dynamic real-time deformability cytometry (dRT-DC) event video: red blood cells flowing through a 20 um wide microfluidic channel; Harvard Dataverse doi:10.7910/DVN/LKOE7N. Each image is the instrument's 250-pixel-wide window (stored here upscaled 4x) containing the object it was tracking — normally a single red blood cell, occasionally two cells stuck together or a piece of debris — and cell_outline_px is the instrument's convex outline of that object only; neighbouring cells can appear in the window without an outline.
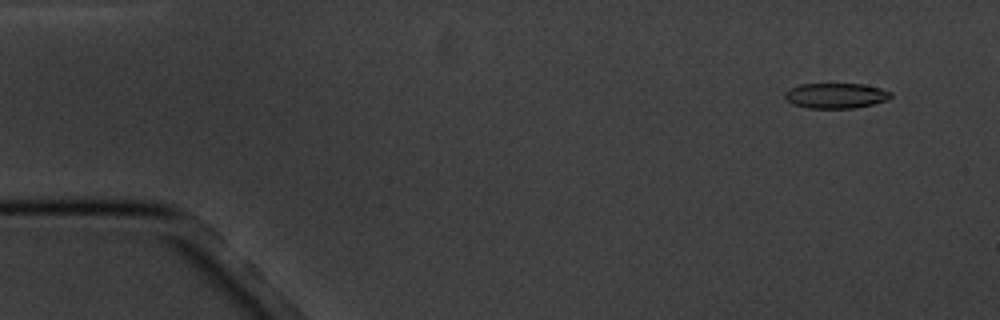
{"species": "common noctule bat (a hibernating species)", "species_latin": "Nyctalus noctula", "temperature_condition": "cold", "stored_images_in_passage": 6, "camera_frame_rate_fps": 3000, "um_per_image_px": 0.085, "animal": {"sex": "male", "body_mass_g": 20.1, "forearm_length_mm": 53.5}, "frame": {"image": 1, "passage_image": 1, "time_ms": 0.0, "image_size_px": [1000, 320], "cell_outline_px": [[892, 96], [888, 100], [872, 104], [852, 108], [808, 108], [792, 104], [784, 96], [784, 92], [800, 84], [864, 84], [880, 88], [892, 92]], "centroid_in_image_um": [71.06, 8.13], "position_along_channel_um": 13.9, "area_um2": 15.55}}
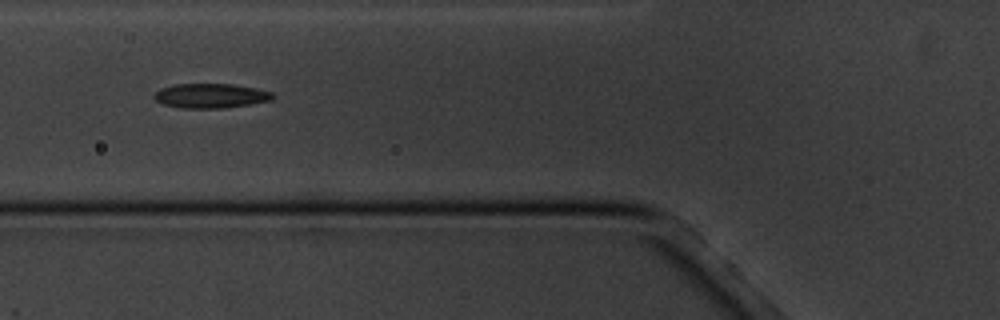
{"frame": {"image": 2, "passage_image": 5, "time_ms": 5.667, "image_size_px": [1000, 320], "cell_outline_px": [[276, 96], [272, 100], [252, 104], [224, 108], [180, 108], [164, 104], [156, 100], [152, 96], [160, 88], [172, 84], [236, 84], [256, 88], [272, 92]], "centroid_in_image_um": [17.93, 8.14], "position_along_channel_um": 107.9, "area_um2": 17.17}}
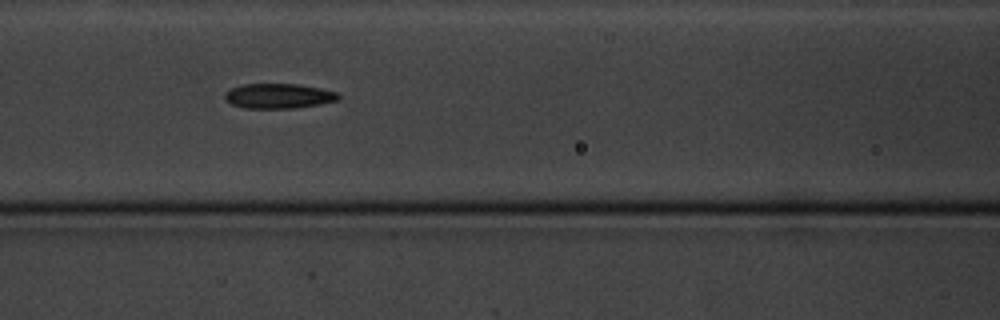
{"frame": {"image": 3, "passage_image": 6, "time_ms": 6.667, "image_size_px": [1000, 320], "cell_outline_px": [[340, 96], [336, 100], [320, 104], [296, 108], [244, 108], [232, 104], [224, 100], [224, 92], [240, 84], [300, 84], [320, 88], [336, 92]], "centroid_in_image_um": [23.63, 8.15], "position_along_channel_um": 143.0, "area_um2": 16.53}}